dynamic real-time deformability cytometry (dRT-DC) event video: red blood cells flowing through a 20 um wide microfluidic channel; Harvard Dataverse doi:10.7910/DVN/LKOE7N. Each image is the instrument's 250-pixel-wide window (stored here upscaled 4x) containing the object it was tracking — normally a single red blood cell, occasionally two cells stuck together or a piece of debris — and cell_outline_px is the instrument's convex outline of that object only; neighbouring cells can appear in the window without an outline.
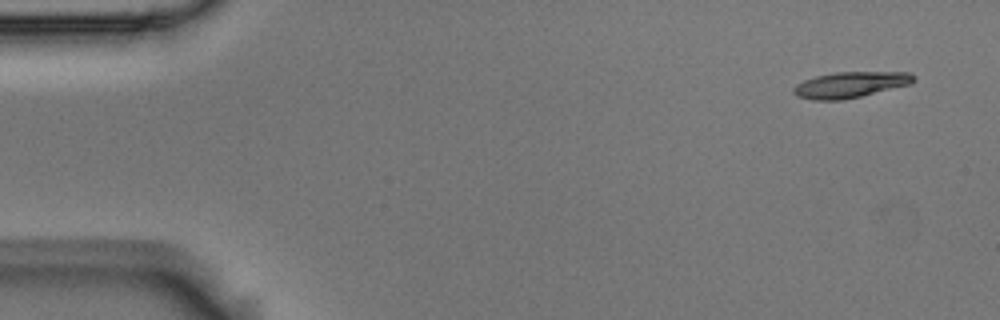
{"species": "Egyptian fruit bat (a non-hibernating species)", "species_latin": "Rousettus aegyptiacus", "temperature_condition": "room temperature", "stored_images_in_passage": 5, "segment_of_instrument_passage": [1, 2], "camera_frame_rate_fps": 3000, "um_per_image_px": 0.085, "animal": {"sex": "male"}, "frame": {"image": 1, "passage_image": 1, "time_ms": 0.0, "image_size_px": [1000, 320], "cell_outline_px": [[916, 80], [912, 84], [860, 96], [840, 100], [812, 100], [796, 96], [792, 92], [792, 88], [796, 84], [804, 80], [816, 76], [836, 72], [908, 72], [916, 76]], "centroid_in_image_um": [72.28, 7.2], "position_along_channel_um": 12.7, "area_um2": 18.21}}
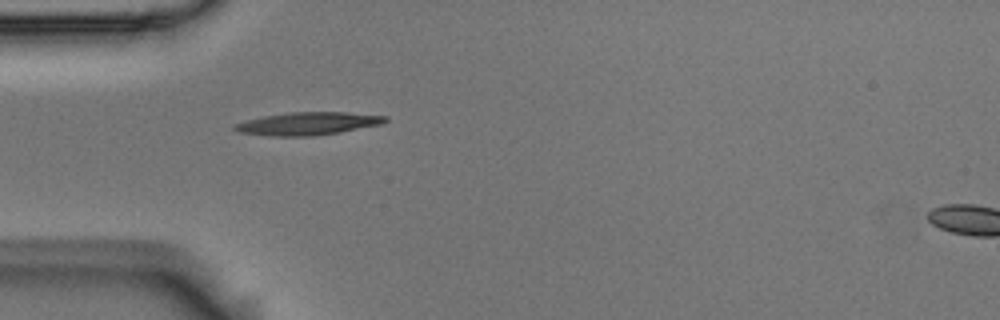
{"frame": {"image": 2, "passage_image": 4, "time_ms": 1.0, "image_size_px": [1000, 320], "cell_outline_px": [[388, 120], [380, 124], [340, 132], [316, 136], [272, 136], [236, 132], [232, 128], [232, 124], [264, 116], [288, 112], [344, 112], [388, 116]], "centroid_in_image_um": [26.13, 10.51], "position_along_channel_um": 58.9, "area_um2": 20.06}}